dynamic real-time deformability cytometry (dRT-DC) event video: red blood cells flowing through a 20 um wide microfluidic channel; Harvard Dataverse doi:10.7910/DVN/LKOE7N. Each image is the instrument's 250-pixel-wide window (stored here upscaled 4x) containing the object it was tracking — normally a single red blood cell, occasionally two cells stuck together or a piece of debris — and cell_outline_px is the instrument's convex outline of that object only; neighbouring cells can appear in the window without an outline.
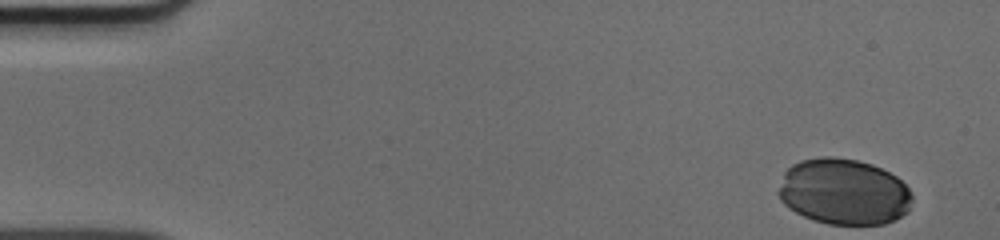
{"species": "human", "species_latin": "Homo sapiens", "temperature_condition": "cold", "stored_images_in_passage": 39, "camera_frame_rate_fps": 3000, "um_per_image_px": 0.085, "donor": {"sex": "male"}, "frame": {"image": 1, "passage_image": 1, "time_ms": 0.0, "image_size_px": [1000, 240], "cell_outline_px": [[912, 200], [908, 212], [896, 220], [884, 224], [828, 224], [812, 220], [788, 208], [780, 200], [776, 192], [784, 172], [792, 164], [800, 160], [824, 156], [832, 156], [856, 160], [872, 164], [896, 176], [908, 188], [912, 196]], "centroid_in_image_um": [71.7, 16.3], "position_along_channel_um": 13.3, "area_um2": 51.85}}
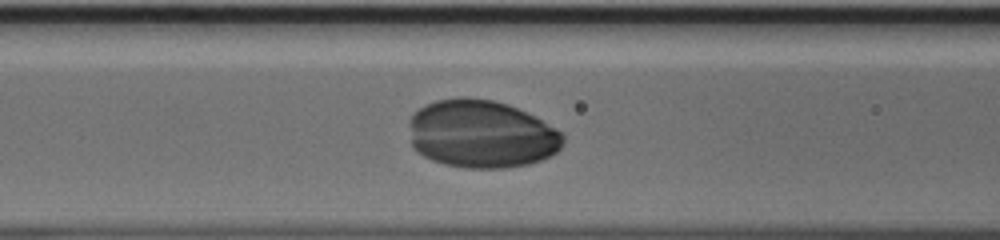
{"frame": {"image": 2, "passage_image": 19, "time_ms": 6.0, "image_size_px": [1000, 240], "cell_outline_px": [[564, 140], [560, 148], [556, 152], [540, 160], [528, 164], [504, 168], [464, 168], [444, 164], [432, 160], [424, 156], [412, 148], [408, 124], [408, 120], [420, 108], [436, 100], [460, 96], [468, 96], [492, 100], [508, 104], [540, 120], [560, 132], [564, 136]], "centroid_in_image_um": [40.86, 11.39], "position_along_channel_um": 125.7, "area_um2": 60.98}}
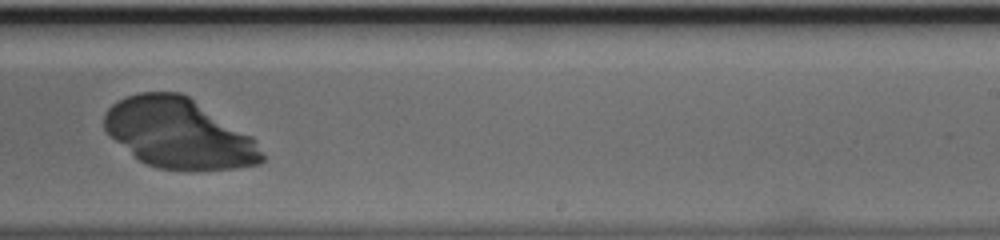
{"frame": {"image": 3, "passage_image": 30, "time_ms": 9.667, "image_size_px": [1000, 240], "cell_outline_px": [[264, 160], [260, 164], [236, 168], [156, 168], [140, 160], [116, 140], [104, 128], [104, 112], [112, 104], [128, 96], [140, 92], [180, 92], [188, 96], [252, 136], [264, 156]], "centroid_in_image_um": [15.2, 11.31], "position_along_channel_um": 273.8, "area_um2": 62.89}}